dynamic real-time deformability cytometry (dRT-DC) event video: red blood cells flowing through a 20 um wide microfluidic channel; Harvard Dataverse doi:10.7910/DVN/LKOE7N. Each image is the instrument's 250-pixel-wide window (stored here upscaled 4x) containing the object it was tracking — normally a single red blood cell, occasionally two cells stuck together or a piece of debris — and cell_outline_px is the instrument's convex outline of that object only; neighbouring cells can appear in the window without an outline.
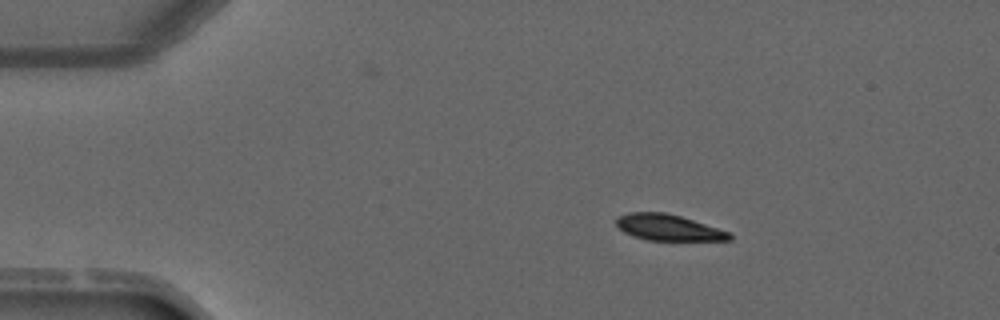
{"species": "common noctule bat (a hibernating species)", "species_latin": "Nyctalus noctula", "temperature_condition": "warm", "stored_images_in_passage": 4, "camera_frame_rate_fps": 3000, "um_per_image_px": 0.085, "animal": {"sex": "male", "forearm_length_mm": 52.5}, "frame": {"image": 1, "passage_image": 2, "time_ms": 1.0, "image_size_px": [1000, 320], "cell_outline_px": [[732, 240], [648, 240], [632, 236], [624, 232], [616, 224], [616, 216], [628, 212], [664, 212], [680, 216], [732, 232]], "centroid_in_image_um": [56.8, 19.33], "position_along_channel_um": 28.2, "area_um2": 17.28}}